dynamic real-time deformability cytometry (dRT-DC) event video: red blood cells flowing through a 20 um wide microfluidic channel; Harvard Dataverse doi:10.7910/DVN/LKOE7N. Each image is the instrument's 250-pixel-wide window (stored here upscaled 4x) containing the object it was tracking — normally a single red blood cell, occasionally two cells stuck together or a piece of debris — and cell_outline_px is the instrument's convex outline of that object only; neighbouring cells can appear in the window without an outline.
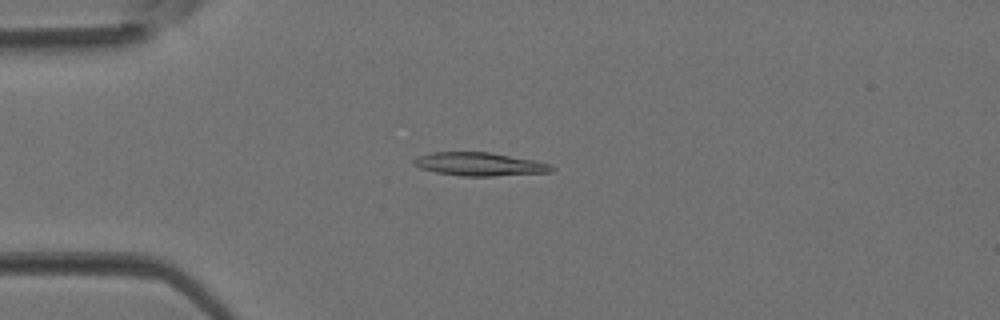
{"species": "Egyptian fruit bat (a non-hibernating species)", "species_latin": "Rousettus aegyptiacus", "temperature_condition": "room temperature", "stored_images_in_passage": 42, "camera_frame_rate_fps": 3000, "um_per_image_px": 0.085, "animal": {"sex": "female"}, "frame": {"image": 1, "passage_image": 10, "time_ms": 3.0, "image_size_px": [1000, 320], "cell_outline_px": [[556, 168], [552, 172], [492, 176], [460, 176], [436, 172], [420, 168], [412, 164], [412, 160], [416, 156], [432, 152], [488, 152], [536, 160], [552, 164]], "centroid_in_image_um": [40.77, 13.95], "position_along_channel_um": 44.2, "area_um2": 18.96}}
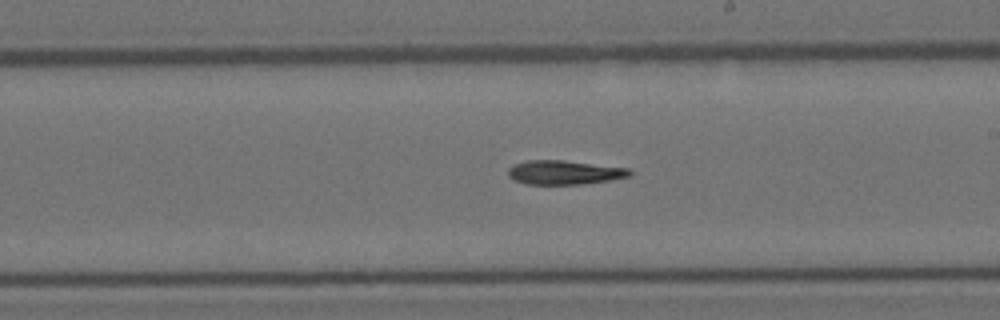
{"frame": {"image": 2, "passage_image": 24, "time_ms": 7.667, "image_size_px": [1000, 320], "cell_outline_px": [[632, 172], [628, 176], [612, 180], [580, 184], [524, 184], [512, 180], [508, 176], [508, 168], [512, 164], [528, 160], [564, 160], [628, 168]], "centroid_in_image_um": [47.91, 14.65], "position_along_channel_um": 241.1, "area_um2": 17.17}}
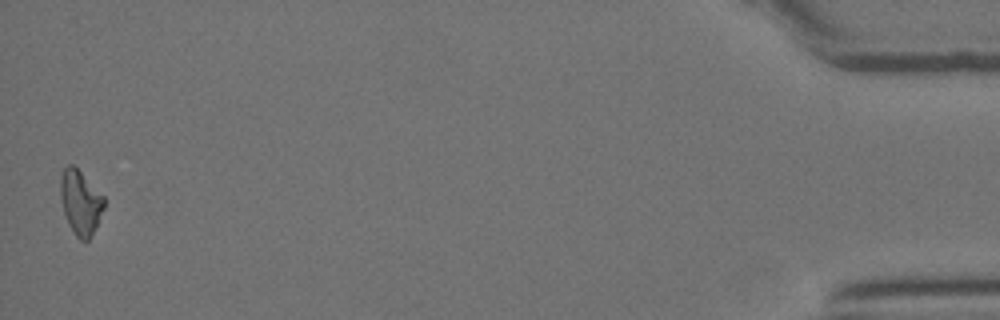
{"frame": {"image": 3, "passage_image": 42, "time_ms": 13.667, "image_size_px": [1000, 320], "cell_outline_px": [[104, 208], [88, 240], [80, 240], [76, 236], [68, 224], [60, 200], [60, 176], [64, 168], [68, 164], [72, 164], [104, 196]], "centroid_in_image_um": [6.81, 17.18], "position_along_channel_um": 428.4, "area_um2": 16.07}}